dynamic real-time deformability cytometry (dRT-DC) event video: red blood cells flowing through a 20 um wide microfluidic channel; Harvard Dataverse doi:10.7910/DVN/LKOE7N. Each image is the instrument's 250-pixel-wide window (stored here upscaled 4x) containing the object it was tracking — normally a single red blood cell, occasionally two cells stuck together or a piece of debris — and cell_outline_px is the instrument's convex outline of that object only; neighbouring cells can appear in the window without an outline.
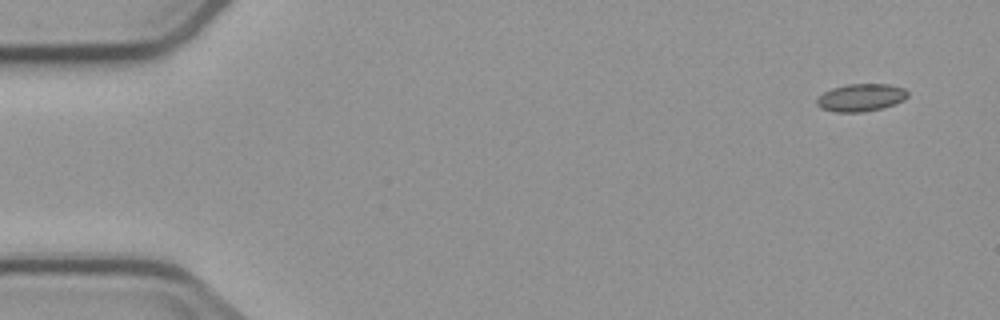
{"species": "common noctule bat (a hibernating species)", "species_latin": "Nyctalus noctula", "temperature_condition": "cold", "stored_images_in_passage": 6, "camera_frame_rate_fps": 3000, "um_per_image_px": 0.085, "animal": {"sex": "male", "body_mass_g": 23.1, "forearm_length_mm": 52.7}, "frame": {"image": 1, "passage_image": 1, "time_ms": 0.0, "image_size_px": [1000, 320], "cell_outline_px": [[908, 96], [904, 100], [880, 108], [860, 112], [836, 112], [820, 108], [816, 104], [816, 100], [824, 92], [832, 88], [848, 84], [888, 84], [904, 88], [908, 92]], "centroid_in_image_um": [73.16, 8.28], "position_along_channel_um": 11.8, "area_um2": 14.45}}
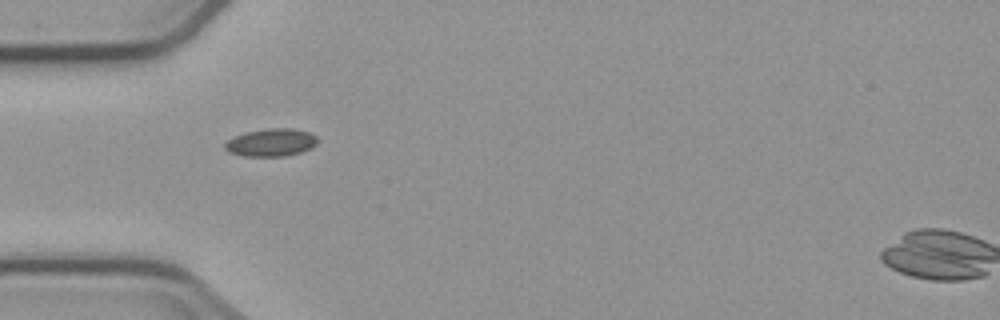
{"frame": {"image": 2, "passage_image": 5, "time_ms": 4.667, "image_size_px": [1000, 320], "cell_outline_px": [[320, 140], [312, 148], [300, 152], [284, 156], [244, 156], [228, 152], [224, 148], [224, 144], [228, 140], [244, 132], [268, 128], [292, 128], [308, 132], [316, 136]], "centroid_in_image_um": [23.06, 12.11], "position_along_channel_um": 61.9, "area_um2": 15.03}}
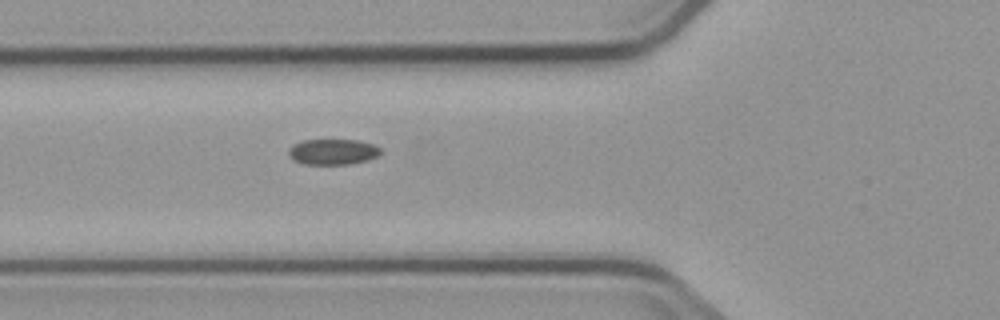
{"frame": {"image": 3, "passage_image": 6, "time_ms": 5.667, "image_size_px": [1000, 320], "cell_outline_px": [[380, 152], [376, 156], [368, 160], [348, 164], [304, 164], [292, 160], [288, 156], [288, 148], [292, 144], [300, 140], [360, 140], [372, 144], [380, 148]], "centroid_in_image_um": [28.22, 12.9], "position_along_channel_um": 97.6, "area_um2": 13.87}}